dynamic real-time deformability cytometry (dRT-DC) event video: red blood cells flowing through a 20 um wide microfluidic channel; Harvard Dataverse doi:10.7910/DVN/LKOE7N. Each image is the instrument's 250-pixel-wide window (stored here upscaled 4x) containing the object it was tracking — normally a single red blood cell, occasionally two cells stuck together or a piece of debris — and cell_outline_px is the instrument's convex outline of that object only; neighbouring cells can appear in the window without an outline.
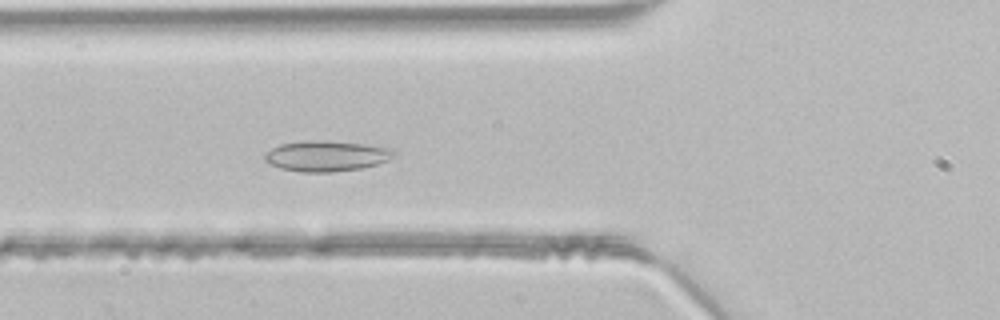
{"species": "common noctule bat (a hibernating species)", "species_latin": "Nyctalus noctula", "temperature_condition": "room temperature", "stored_images_in_passage": 38, "camera_frame_rate_fps": 3000, "um_per_image_px": 0.085, "animal": {"sex": "male", "body_mass_g": 21.5, "forearm_length_mm": 52.0}, "frame": {"image": 1, "passage_image": 7, "time_ms": 2.0, "image_size_px": [1000, 320], "cell_outline_px": [[396, 156], [388, 160], [364, 168], [332, 172], [304, 172], [280, 168], [264, 160], [264, 152], [280, 144], [304, 140], [328, 140], [364, 144], [392, 148], [396, 152]], "centroid_in_image_um": [27.76, 13.25], "position_along_channel_um": 98.0, "area_um2": 23.29}}
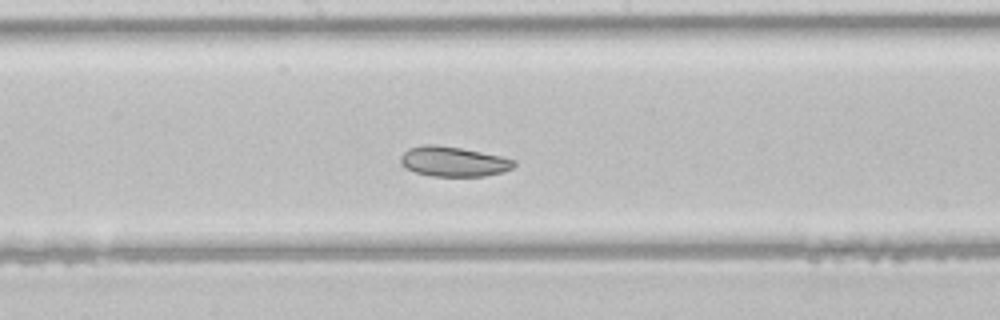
{"frame": {"image": 2, "passage_image": 15, "time_ms": 4.667, "image_size_px": [1000, 320], "cell_outline_px": [[516, 164], [512, 168], [500, 172], [484, 176], [432, 176], [416, 172], [408, 168], [400, 160], [400, 156], [408, 148], [424, 144], [432, 144], [460, 148], [500, 156], [516, 160]], "centroid_in_image_um": [38.54, 13.72], "position_along_channel_um": 209.7, "area_um2": 19.48}}
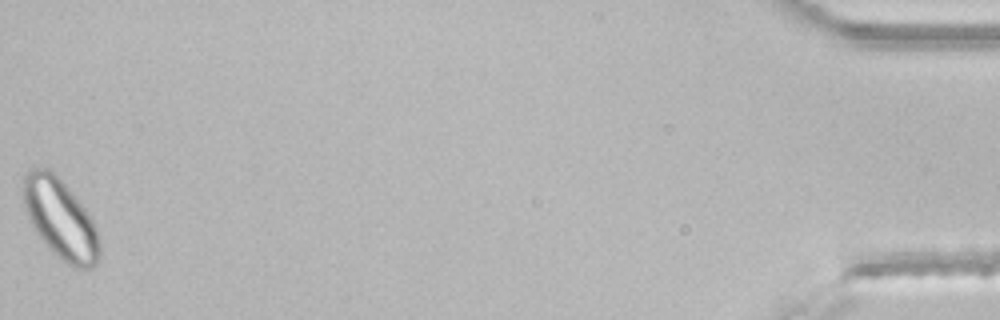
{"frame": {"image": 3, "passage_image": 38, "time_ms": 12.333, "image_size_px": [1000, 320], "cell_outline_px": [[100, 256], [96, 264], [92, 268], [76, 268], [68, 264], [52, 252], [48, 248], [36, 232], [28, 220], [24, 204], [24, 176], [28, 168], [48, 168], [68, 188], [88, 212], [96, 228], [100, 240]], "centroid_in_image_um": [5.14, 18.63], "position_along_channel_um": 430.1, "area_um2": 35.26}}